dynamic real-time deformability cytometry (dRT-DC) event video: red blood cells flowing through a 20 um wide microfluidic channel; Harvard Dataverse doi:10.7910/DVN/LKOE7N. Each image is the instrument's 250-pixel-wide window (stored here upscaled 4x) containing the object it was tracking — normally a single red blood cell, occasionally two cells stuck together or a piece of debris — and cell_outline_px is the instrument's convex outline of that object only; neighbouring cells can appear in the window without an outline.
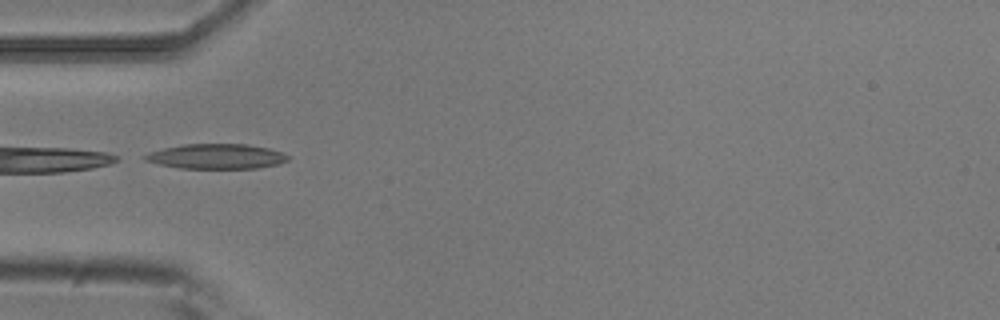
{"species": "common noctule bat (a hibernating species)", "species_latin": "Nyctalus noctula", "temperature_condition": "room temperature", "stored_images_in_passage": 6, "camera_frame_rate_fps": 3000, "um_per_image_px": 0.085, "animal": {"sex": "male", "body_mass_g": 20.5, "forearm_length_mm": 52.5}, "frame": {"image": 1, "passage_image": 5, "time_ms": 1.333, "image_size_px": [1000, 320], "cell_outline_px": [[288, 160], [276, 164], [256, 168], [180, 168], [160, 164], [144, 160], [144, 156], [148, 152], [164, 148], [184, 144], [248, 144], [268, 148], [280, 152], [288, 156]], "centroid_in_image_um": [18.37, 13.28], "position_along_channel_um": 66.6, "area_um2": 20.52}}
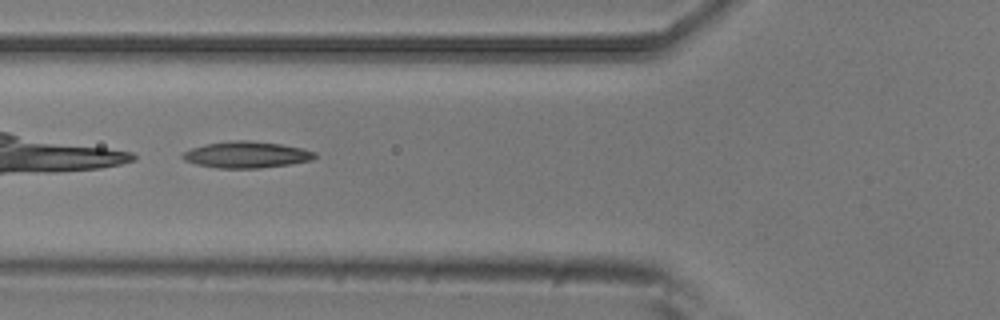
{"frame": {"image": 2, "passage_image": 6, "time_ms": 1.667, "image_size_px": [1000, 320], "cell_outline_px": [[316, 156], [312, 160], [288, 164], [260, 168], [216, 168], [196, 164], [184, 160], [180, 156], [184, 152], [192, 148], [204, 144], [236, 140], [248, 140], [280, 144], [304, 148], [316, 152]], "centroid_in_image_um": [20.95, 13.15], "position_along_channel_um": 104.9, "area_um2": 20.35}}